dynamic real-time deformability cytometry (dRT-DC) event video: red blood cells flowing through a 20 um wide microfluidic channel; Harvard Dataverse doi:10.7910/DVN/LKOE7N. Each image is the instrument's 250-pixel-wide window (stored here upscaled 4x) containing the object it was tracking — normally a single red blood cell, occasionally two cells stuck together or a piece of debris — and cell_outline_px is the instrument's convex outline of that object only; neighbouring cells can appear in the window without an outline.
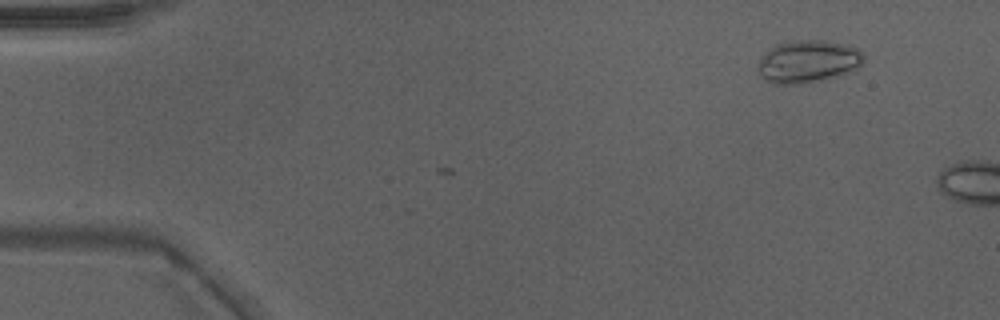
{"species": "Egyptian fruit bat (a non-hibernating species)", "species_latin": "Rousettus aegyptiacus", "temperature_condition": "warm", "stored_images_in_passage": 4, "camera_frame_rate_fps": 3000, "um_per_image_px": 0.085, "animal": {"sex": "male"}, "frame": {"image": 1, "passage_image": 1, "time_ms": 0.0, "image_size_px": [1000, 320], "cell_outline_px": [[864, 60], [852, 72], [840, 76], [800, 84], [772, 84], [764, 80], [756, 72], [756, 68], [760, 60], [776, 44], [792, 40], [824, 40], [844, 44], [856, 48], [864, 52]], "centroid_in_image_um": [68.68, 5.24], "position_along_channel_um": 16.3, "area_um2": 26.47}}